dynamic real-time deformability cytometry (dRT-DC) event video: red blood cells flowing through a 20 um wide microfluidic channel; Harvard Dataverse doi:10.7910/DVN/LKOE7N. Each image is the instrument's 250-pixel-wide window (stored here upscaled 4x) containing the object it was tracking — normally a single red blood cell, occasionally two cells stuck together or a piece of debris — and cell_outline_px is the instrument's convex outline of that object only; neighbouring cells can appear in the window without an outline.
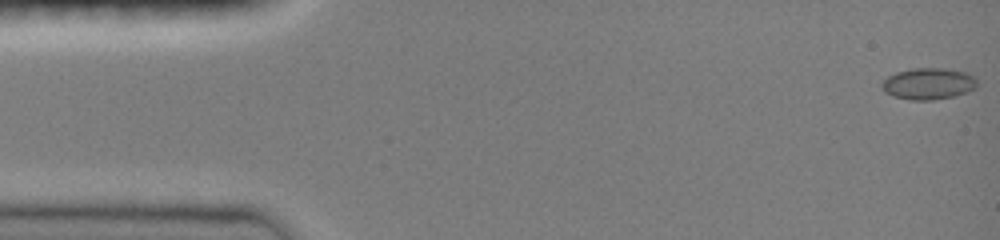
{"species": "common noctule bat (a hibernating species)", "species_latin": "Nyctalus noctula", "temperature_condition": "room temperature", "stored_images_in_passage": 47, "camera_frame_rate_fps": 3000, "um_per_image_px": 0.085, "animal": {"sex": "female", "body_mass_g": 19.0, "forearm_length_mm": 51.5}, "frame": {"image": 1, "passage_image": 1, "time_ms": 0.0, "image_size_px": [1000, 240], "cell_outline_px": [[976, 88], [952, 96], [932, 100], [908, 100], [892, 96], [884, 92], [880, 84], [888, 76], [896, 72], [912, 68], [944, 68], [968, 72], [976, 76]], "centroid_in_image_um": [78.89, 7.1], "position_along_channel_um": 6.1, "area_um2": 17.63}}
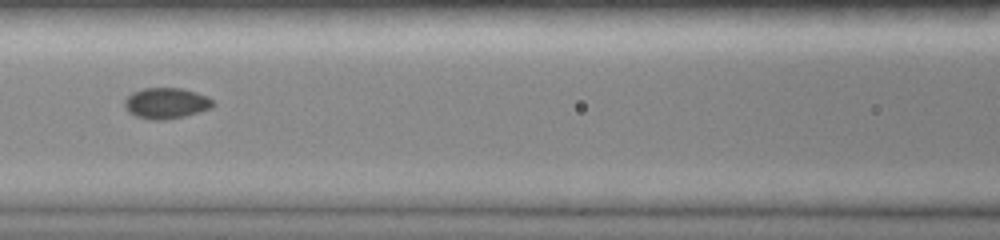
{"frame": {"image": 2, "passage_image": 21, "time_ms": 6.667, "image_size_px": [1000, 240], "cell_outline_px": [[216, 104], [212, 108], [184, 116], [164, 120], [152, 120], [136, 116], [128, 112], [124, 104], [124, 100], [132, 92], [144, 88], [180, 88], [196, 92], [208, 96]], "centroid_in_image_um": [14.13, 8.77], "position_along_channel_um": 152.5, "area_um2": 15.95}}
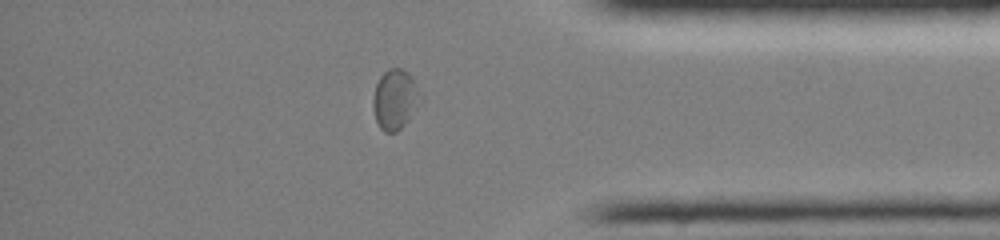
{"frame": {"image": 3, "passage_image": 40, "time_ms": 13.0, "image_size_px": [1000, 240], "cell_outline_px": [[420, 104], [408, 120], [396, 132], [384, 132], [380, 128], [376, 120], [372, 108], [372, 100], [376, 84], [380, 76], [388, 68], [400, 68], [408, 72], [416, 84]], "centroid_in_image_um": [33.54, 8.45], "position_along_channel_um": 401.7, "area_um2": 16.42}}